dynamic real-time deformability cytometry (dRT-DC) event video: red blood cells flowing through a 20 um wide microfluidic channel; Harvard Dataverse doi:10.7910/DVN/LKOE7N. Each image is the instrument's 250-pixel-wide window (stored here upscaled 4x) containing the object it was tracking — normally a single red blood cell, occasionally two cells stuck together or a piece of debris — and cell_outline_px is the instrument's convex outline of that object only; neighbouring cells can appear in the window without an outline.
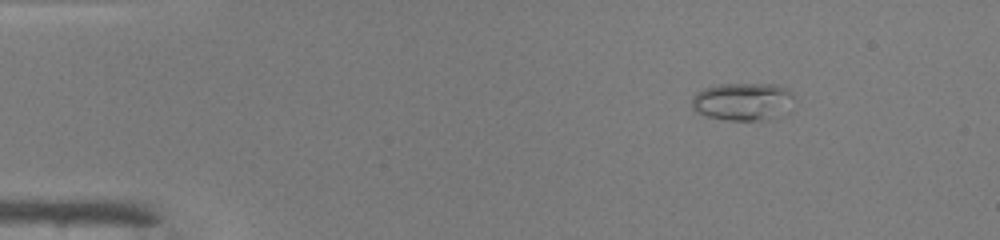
{"species": "common noctule bat (a hibernating species)", "species_latin": "Nyctalus noctula", "temperature_condition": "warm", "stored_images_in_passage": 12, "camera_frame_rate_fps": 3000, "um_per_image_px": 0.085, "animal": {"sex": "male", "body_mass_g": 19.0, "forearm_length_mm": 50.8}, "frame": {"image": 1, "passage_image": 1, "time_ms": 0.0, "image_size_px": [1000, 240], "cell_outline_px": [[792, 96], [772, 116], [760, 120], [728, 120], [708, 116], [696, 112], [692, 108], [692, 100], [696, 92], [704, 88], [720, 84], [776, 84], [788, 88], [792, 92]], "centroid_in_image_um": [62.98, 8.59], "position_along_channel_um": 22.0, "area_um2": 21.44}}